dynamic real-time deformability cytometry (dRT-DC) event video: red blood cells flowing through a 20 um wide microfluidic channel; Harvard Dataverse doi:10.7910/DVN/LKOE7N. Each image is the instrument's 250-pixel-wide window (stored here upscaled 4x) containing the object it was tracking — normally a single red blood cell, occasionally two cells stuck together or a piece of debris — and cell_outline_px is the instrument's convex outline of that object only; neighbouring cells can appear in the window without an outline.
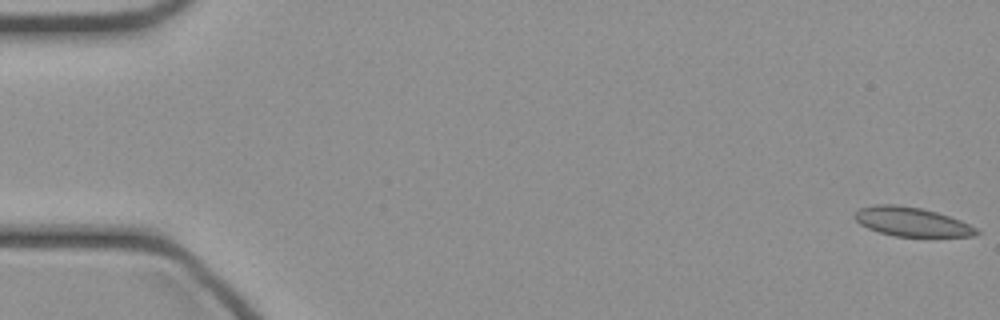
{"species": "common noctule bat (a hibernating species)", "species_latin": "Nyctalus noctula", "temperature_condition": "cold", "stored_images_in_passage": 48, "camera_frame_rate_fps": 3000, "um_per_image_px": 0.085, "animal": {"sex": "female", "body_mass_g": 21.9}, "frame": {"image": 1, "passage_image": 1, "time_ms": 0.0, "image_size_px": [1000, 320], "cell_outline_px": [[980, 232], [972, 236], [896, 236], [880, 232], [868, 228], [860, 224], [852, 216], [860, 208], [876, 204], [896, 204], [920, 208], [936, 212], [960, 220], [976, 228]], "centroid_in_image_um": [77.45, 18.84], "position_along_channel_um": 7.5, "area_um2": 20.35}}
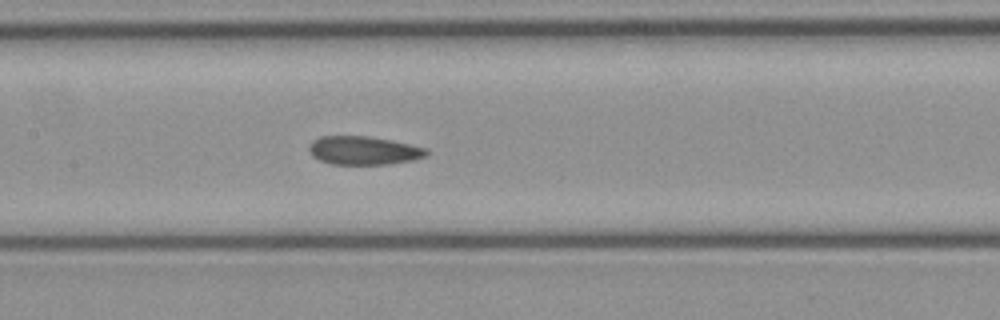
{"frame": {"image": 2, "passage_image": 23, "time_ms": 7.333, "image_size_px": [1000, 320], "cell_outline_px": [[428, 156], [412, 160], [392, 164], [332, 164], [320, 160], [312, 156], [308, 148], [308, 144], [312, 140], [320, 136], [368, 136], [392, 140], [428, 148]], "centroid_in_image_um": [30.92, 12.78], "position_along_channel_um": 176.5, "area_um2": 19.71}}
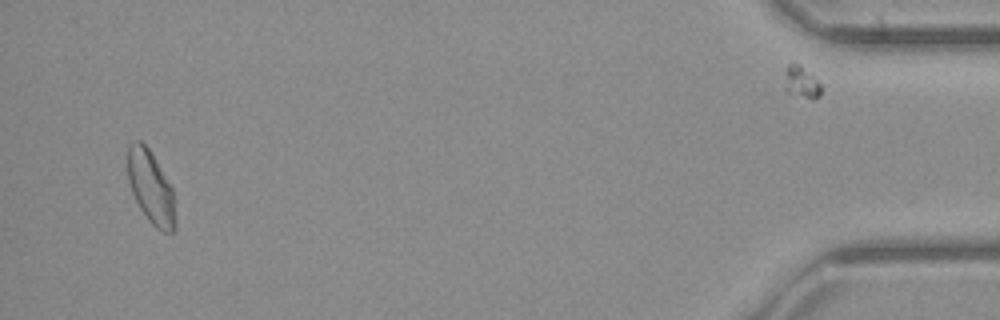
{"frame": {"image": 3, "passage_image": 46, "time_ms": 15.0, "image_size_px": [1000, 320], "cell_outline_px": [[176, 228], [172, 232], [164, 232], [156, 228], [148, 220], [140, 208], [132, 192], [128, 180], [128, 144], [136, 140], [140, 140], [148, 148], [172, 188], [176, 220]], "centroid_in_image_um": [12.82, 15.95], "position_along_channel_um": 422.4, "area_um2": 20.0}}